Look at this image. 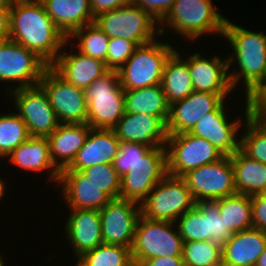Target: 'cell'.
<instances>
[{
	"label": "cell",
	"instance_id": "4316f807",
	"mask_svg": "<svg viewBox=\"0 0 266 266\" xmlns=\"http://www.w3.org/2000/svg\"><path fill=\"white\" fill-rule=\"evenodd\" d=\"M46 12L68 38L75 30L93 23L90 0H46Z\"/></svg>",
	"mask_w": 266,
	"mask_h": 266
},
{
	"label": "cell",
	"instance_id": "7c38bea8",
	"mask_svg": "<svg viewBox=\"0 0 266 266\" xmlns=\"http://www.w3.org/2000/svg\"><path fill=\"white\" fill-rule=\"evenodd\" d=\"M185 180L195 202L215 201L237 193L230 156L185 173Z\"/></svg>",
	"mask_w": 266,
	"mask_h": 266
},
{
	"label": "cell",
	"instance_id": "f1b7e54d",
	"mask_svg": "<svg viewBox=\"0 0 266 266\" xmlns=\"http://www.w3.org/2000/svg\"><path fill=\"white\" fill-rule=\"evenodd\" d=\"M177 50L176 48L166 60L161 81L169 105L185 99L194 91L188 62L180 56V51Z\"/></svg>",
	"mask_w": 266,
	"mask_h": 266
},
{
	"label": "cell",
	"instance_id": "30bf717a",
	"mask_svg": "<svg viewBox=\"0 0 266 266\" xmlns=\"http://www.w3.org/2000/svg\"><path fill=\"white\" fill-rule=\"evenodd\" d=\"M165 147L167 173L177 177L224 156L206 139L189 132L168 135Z\"/></svg>",
	"mask_w": 266,
	"mask_h": 266
},
{
	"label": "cell",
	"instance_id": "bcb514c9",
	"mask_svg": "<svg viewBox=\"0 0 266 266\" xmlns=\"http://www.w3.org/2000/svg\"><path fill=\"white\" fill-rule=\"evenodd\" d=\"M137 266H184V263L182 256H171L142 260Z\"/></svg>",
	"mask_w": 266,
	"mask_h": 266
},
{
	"label": "cell",
	"instance_id": "f546056e",
	"mask_svg": "<svg viewBox=\"0 0 266 266\" xmlns=\"http://www.w3.org/2000/svg\"><path fill=\"white\" fill-rule=\"evenodd\" d=\"M125 112L161 117L166 123L170 105L166 101L162 85L124 90Z\"/></svg>",
	"mask_w": 266,
	"mask_h": 266
},
{
	"label": "cell",
	"instance_id": "f907efd6",
	"mask_svg": "<svg viewBox=\"0 0 266 266\" xmlns=\"http://www.w3.org/2000/svg\"><path fill=\"white\" fill-rule=\"evenodd\" d=\"M22 3H27V4H44L46 0H14Z\"/></svg>",
	"mask_w": 266,
	"mask_h": 266
},
{
	"label": "cell",
	"instance_id": "f6af8a7d",
	"mask_svg": "<svg viewBox=\"0 0 266 266\" xmlns=\"http://www.w3.org/2000/svg\"><path fill=\"white\" fill-rule=\"evenodd\" d=\"M132 3V0H90L93 16Z\"/></svg>",
	"mask_w": 266,
	"mask_h": 266
},
{
	"label": "cell",
	"instance_id": "44dd1931",
	"mask_svg": "<svg viewBox=\"0 0 266 266\" xmlns=\"http://www.w3.org/2000/svg\"><path fill=\"white\" fill-rule=\"evenodd\" d=\"M65 222L68 244L76 259L103 243L101 218L98 210L70 209Z\"/></svg>",
	"mask_w": 266,
	"mask_h": 266
},
{
	"label": "cell",
	"instance_id": "7dc6e473",
	"mask_svg": "<svg viewBox=\"0 0 266 266\" xmlns=\"http://www.w3.org/2000/svg\"><path fill=\"white\" fill-rule=\"evenodd\" d=\"M9 39V11H0V42Z\"/></svg>",
	"mask_w": 266,
	"mask_h": 266
},
{
	"label": "cell",
	"instance_id": "83f0119b",
	"mask_svg": "<svg viewBox=\"0 0 266 266\" xmlns=\"http://www.w3.org/2000/svg\"><path fill=\"white\" fill-rule=\"evenodd\" d=\"M230 159L238 194L253 196L266 192V164L248 157L240 149Z\"/></svg>",
	"mask_w": 266,
	"mask_h": 266
},
{
	"label": "cell",
	"instance_id": "1f68e13d",
	"mask_svg": "<svg viewBox=\"0 0 266 266\" xmlns=\"http://www.w3.org/2000/svg\"><path fill=\"white\" fill-rule=\"evenodd\" d=\"M75 266H135L131 248L119 245H98L76 259Z\"/></svg>",
	"mask_w": 266,
	"mask_h": 266
},
{
	"label": "cell",
	"instance_id": "7402d4cb",
	"mask_svg": "<svg viewBox=\"0 0 266 266\" xmlns=\"http://www.w3.org/2000/svg\"><path fill=\"white\" fill-rule=\"evenodd\" d=\"M121 141L114 129L91 128L84 145L73 162L62 170L82 171L99 164H112L120 150Z\"/></svg>",
	"mask_w": 266,
	"mask_h": 266
},
{
	"label": "cell",
	"instance_id": "d6a6232c",
	"mask_svg": "<svg viewBox=\"0 0 266 266\" xmlns=\"http://www.w3.org/2000/svg\"><path fill=\"white\" fill-rule=\"evenodd\" d=\"M73 38L78 41L76 44L77 51L86 56L105 62L107 67V50L110 38L95 24V22L75 30L68 37V42H73Z\"/></svg>",
	"mask_w": 266,
	"mask_h": 266
},
{
	"label": "cell",
	"instance_id": "c3c4849f",
	"mask_svg": "<svg viewBox=\"0 0 266 266\" xmlns=\"http://www.w3.org/2000/svg\"><path fill=\"white\" fill-rule=\"evenodd\" d=\"M13 0H0V11H9Z\"/></svg>",
	"mask_w": 266,
	"mask_h": 266
},
{
	"label": "cell",
	"instance_id": "b9f144b4",
	"mask_svg": "<svg viewBox=\"0 0 266 266\" xmlns=\"http://www.w3.org/2000/svg\"><path fill=\"white\" fill-rule=\"evenodd\" d=\"M248 117L266 124V81L245 96Z\"/></svg>",
	"mask_w": 266,
	"mask_h": 266
},
{
	"label": "cell",
	"instance_id": "2e32d148",
	"mask_svg": "<svg viewBox=\"0 0 266 266\" xmlns=\"http://www.w3.org/2000/svg\"><path fill=\"white\" fill-rule=\"evenodd\" d=\"M225 102L215 111L204 115L189 132L206 139L224 156H231L240 149V139H238L239 129L248 117L247 104L245 102V120L235 119L227 115ZM229 120V121H228ZM242 123V124H241Z\"/></svg>",
	"mask_w": 266,
	"mask_h": 266
},
{
	"label": "cell",
	"instance_id": "52a82bcc",
	"mask_svg": "<svg viewBox=\"0 0 266 266\" xmlns=\"http://www.w3.org/2000/svg\"><path fill=\"white\" fill-rule=\"evenodd\" d=\"M183 244L175 222L151 220L140 215L131 247L134 264L137 266L142 260L157 257L182 256Z\"/></svg>",
	"mask_w": 266,
	"mask_h": 266
},
{
	"label": "cell",
	"instance_id": "7bdbcfd3",
	"mask_svg": "<svg viewBox=\"0 0 266 266\" xmlns=\"http://www.w3.org/2000/svg\"><path fill=\"white\" fill-rule=\"evenodd\" d=\"M176 0H132V2L141 7L155 21L160 23L168 14Z\"/></svg>",
	"mask_w": 266,
	"mask_h": 266
},
{
	"label": "cell",
	"instance_id": "4fadbf2b",
	"mask_svg": "<svg viewBox=\"0 0 266 266\" xmlns=\"http://www.w3.org/2000/svg\"><path fill=\"white\" fill-rule=\"evenodd\" d=\"M7 99H13L16 112L25 122L32 137H48L60 122L48 96L40 85L13 89ZM12 96V97H11Z\"/></svg>",
	"mask_w": 266,
	"mask_h": 266
},
{
	"label": "cell",
	"instance_id": "ba28073f",
	"mask_svg": "<svg viewBox=\"0 0 266 266\" xmlns=\"http://www.w3.org/2000/svg\"><path fill=\"white\" fill-rule=\"evenodd\" d=\"M195 204L185 180L167 173L140 204V210L148 219L175 222Z\"/></svg>",
	"mask_w": 266,
	"mask_h": 266
},
{
	"label": "cell",
	"instance_id": "f5cc1de1",
	"mask_svg": "<svg viewBox=\"0 0 266 266\" xmlns=\"http://www.w3.org/2000/svg\"><path fill=\"white\" fill-rule=\"evenodd\" d=\"M2 256H3L2 253H0V266H7V265H5L6 262L4 263V260H5V259H3Z\"/></svg>",
	"mask_w": 266,
	"mask_h": 266
},
{
	"label": "cell",
	"instance_id": "277c9868",
	"mask_svg": "<svg viewBox=\"0 0 266 266\" xmlns=\"http://www.w3.org/2000/svg\"><path fill=\"white\" fill-rule=\"evenodd\" d=\"M84 93L88 103L87 124L91 128L113 129L126 113L124 89L115 70L96 79Z\"/></svg>",
	"mask_w": 266,
	"mask_h": 266
},
{
	"label": "cell",
	"instance_id": "681fc988",
	"mask_svg": "<svg viewBox=\"0 0 266 266\" xmlns=\"http://www.w3.org/2000/svg\"><path fill=\"white\" fill-rule=\"evenodd\" d=\"M255 266H266V248L263 253L258 257Z\"/></svg>",
	"mask_w": 266,
	"mask_h": 266
},
{
	"label": "cell",
	"instance_id": "6da1fadb",
	"mask_svg": "<svg viewBox=\"0 0 266 266\" xmlns=\"http://www.w3.org/2000/svg\"><path fill=\"white\" fill-rule=\"evenodd\" d=\"M9 39L36 53L49 66L69 43L44 5L14 0L9 9Z\"/></svg>",
	"mask_w": 266,
	"mask_h": 266
},
{
	"label": "cell",
	"instance_id": "8d00e7d4",
	"mask_svg": "<svg viewBox=\"0 0 266 266\" xmlns=\"http://www.w3.org/2000/svg\"><path fill=\"white\" fill-rule=\"evenodd\" d=\"M175 223L184 242L209 241L208 215L196 206L186 211Z\"/></svg>",
	"mask_w": 266,
	"mask_h": 266
},
{
	"label": "cell",
	"instance_id": "816d5d0a",
	"mask_svg": "<svg viewBox=\"0 0 266 266\" xmlns=\"http://www.w3.org/2000/svg\"><path fill=\"white\" fill-rule=\"evenodd\" d=\"M5 180H3V179H1L0 178V201L2 200V198H3V196L5 195L4 193H6L5 192V186L7 185L5 182H4Z\"/></svg>",
	"mask_w": 266,
	"mask_h": 266
},
{
	"label": "cell",
	"instance_id": "cb8c5ba5",
	"mask_svg": "<svg viewBox=\"0 0 266 266\" xmlns=\"http://www.w3.org/2000/svg\"><path fill=\"white\" fill-rule=\"evenodd\" d=\"M6 158L11 165L28 172L47 171L49 169L48 182H54L59 186L60 170L52 162L47 137H29Z\"/></svg>",
	"mask_w": 266,
	"mask_h": 266
},
{
	"label": "cell",
	"instance_id": "e575fe53",
	"mask_svg": "<svg viewBox=\"0 0 266 266\" xmlns=\"http://www.w3.org/2000/svg\"><path fill=\"white\" fill-rule=\"evenodd\" d=\"M182 259L184 266H218L222 247L212 241L184 242Z\"/></svg>",
	"mask_w": 266,
	"mask_h": 266
},
{
	"label": "cell",
	"instance_id": "e0dca14e",
	"mask_svg": "<svg viewBox=\"0 0 266 266\" xmlns=\"http://www.w3.org/2000/svg\"><path fill=\"white\" fill-rule=\"evenodd\" d=\"M229 94L193 91L185 99L173 102L169 107L168 135L190 132L204 115L227 102Z\"/></svg>",
	"mask_w": 266,
	"mask_h": 266
},
{
	"label": "cell",
	"instance_id": "3957f363",
	"mask_svg": "<svg viewBox=\"0 0 266 266\" xmlns=\"http://www.w3.org/2000/svg\"><path fill=\"white\" fill-rule=\"evenodd\" d=\"M214 6L211 0H176L158 25L160 35L165 34V28H170L175 36H183L182 40L192 43L203 35L218 34L222 37L227 18Z\"/></svg>",
	"mask_w": 266,
	"mask_h": 266
},
{
	"label": "cell",
	"instance_id": "d590c367",
	"mask_svg": "<svg viewBox=\"0 0 266 266\" xmlns=\"http://www.w3.org/2000/svg\"><path fill=\"white\" fill-rule=\"evenodd\" d=\"M240 150L248 157L266 164V124L247 117Z\"/></svg>",
	"mask_w": 266,
	"mask_h": 266
},
{
	"label": "cell",
	"instance_id": "ab89813d",
	"mask_svg": "<svg viewBox=\"0 0 266 266\" xmlns=\"http://www.w3.org/2000/svg\"><path fill=\"white\" fill-rule=\"evenodd\" d=\"M150 148L141 143L121 142L120 150L112 163L117 174L121 177L129 172L133 164L141 159Z\"/></svg>",
	"mask_w": 266,
	"mask_h": 266
},
{
	"label": "cell",
	"instance_id": "ee69618b",
	"mask_svg": "<svg viewBox=\"0 0 266 266\" xmlns=\"http://www.w3.org/2000/svg\"><path fill=\"white\" fill-rule=\"evenodd\" d=\"M252 227L266 232V192L251 196Z\"/></svg>",
	"mask_w": 266,
	"mask_h": 266
},
{
	"label": "cell",
	"instance_id": "5bb4252c",
	"mask_svg": "<svg viewBox=\"0 0 266 266\" xmlns=\"http://www.w3.org/2000/svg\"><path fill=\"white\" fill-rule=\"evenodd\" d=\"M39 85L47 94L60 123H87L88 103L83 89L67 83L51 67L44 72Z\"/></svg>",
	"mask_w": 266,
	"mask_h": 266
},
{
	"label": "cell",
	"instance_id": "ffe728a7",
	"mask_svg": "<svg viewBox=\"0 0 266 266\" xmlns=\"http://www.w3.org/2000/svg\"><path fill=\"white\" fill-rule=\"evenodd\" d=\"M121 142L141 143L148 147H165L167 123L158 116L125 113L113 128Z\"/></svg>",
	"mask_w": 266,
	"mask_h": 266
},
{
	"label": "cell",
	"instance_id": "484cf974",
	"mask_svg": "<svg viewBox=\"0 0 266 266\" xmlns=\"http://www.w3.org/2000/svg\"><path fill=\"white\" fill-rule=\"evenodd\" d=\"M90 130L91 127L87 123H60L58 128L47 137L52 162L60 171L73 162Z\"/></svg>",
	"mask_w": 266,
	"mask_h": 266
},
{
	"label": "cell",
	"instance_id": "d4e9b609",
	"mask_svg": "<svg viewBox=\"0 0 266 266\" xmlns=\"http://www.w3.org/2000/svg\"><path fill=\"white\" fill-rule=\"evenodd\" d=\"M266 248V232L249 228L232 234L222 246V262L230 266H255Z\"/></svg>",
	"mask_w": 266,
	"mask_h": 266
},
{
	"label": "cell",
	"instance_id": "603a6c76",
	"mask_svg": "<svg viewBox=\"0 0 266 266\" xmlns=\"http://www.w3.org/2000/svg\"><path fill=\"white\" fill-rule=\"evenodd\" d=\"M73 52L61 51L50 66L67 83L85 90L109 71L105 62L86 56L77 50Z\"/></svg>",
	"mask_w": 266,
	"mask_h": 266
},
{
	"label": "cell",
	"instance_id": "5b68a950",
	"mask_svg": "<svg viewBox=\"0 0 266 266\" xmlns=\"http://www.w3.org/2000/svg\"><path fill=\"white\" fill-rule=\"evenodd\" d=\"M175 50L174 45L158 38L139 46L117 70L122 88L132 90L161 84L166 60Z\"/></svg>",
	"mask_w": 266,
	"mask_h": 266
},
{
	"label": "cell",
	"instance_id": "9a60e30c",
	"mask_svg": "<svg viewBox=\"0 0 266 266\" xmlns=\"http://www.w3.org/2000/svg\"><path fill=\"white\" fill-rule=\"evenodd\" d=\"M99 214L103 243L131 248L141 215L140 205L131 200L111 199Z\"/></svg>",
	"mask_w": 266,
	"mask_h": 266
},
{
	"label": "cell",
	"instance_id": "8992f818",
	"mask_svg": "<svg viewBox=\"0 0 266 266\" xmlns=\"http://www.w3.org/2000/svg\"><path fill=\"white\" fill-rule=\"evenodd\" d=\"M94 22L109 38H124L138 46L160 36L159 23L133 2L98 14Z\"/></svg>",
	"mask_w": 266,
	"mask_h": 266
},
{
	"label": "cell",
	"instance_id": "4dcf8cb0",
	"mask_svg": "<svg viewBox=\"0 0 266 266\" xmlns=\"http://www.w3.org/2000/svg\"><path fill=\"white\" fill-rule=\"evenodd\" d=\"M218 207L225 226L232 233L252 228L251 196L236 193L218 199Z\"/></svg>",
	"mask_w": 266,
	"mask_h": 266
},
{
	"label": "cell",
	"instance_id": "9c48e42d",
	"mask_svg": "<svg viewBox=\"0 0 266 266\" xmlns=\"http://www.w3.org/2000/svg\"><path fill=\"white\" fill-rule=\"evenodd\" d=\"M50 66L36 53L10 39L0 42V81L18 83L13 89L39 85Z\"/></svg>",
	"mask_w": 266,
	"mask_h": 266
},
{
	"label": "cell",
	"instance_id": "db71d44e",
	"mask_svg": "<svg viewBox=\"0 0 266 266\" xmlns=\"http://www.w3.org/2000/svg\"><path fill=\"white\" fill-rule=\"evenodd\" d=\"M218 266H230V265H227V264L221 262Z\"/></svg>",
	"mask_w": 266,
	"mask_h": 266
},
{
	"label": "cell",
	"instance_id": "60d3db41",
	"mask_svg": "<svg viewBox=\"0 0 266 266\" xmlns=\"http://www.w3.org/2000/svg\"><path fill=\"white\" fill-rule=\"evenodd\" d=\"M139 46L124 38H110L107 50V68L117 71Z\"/></svg>",
	"mask_w": 266,
	"mask_h": 266
},
{
	"label": "cell",
	"instance_id": "d6986e66",
	"mask_svg": "<svg viewBox=\"0 0 266 266\" xmlns=\"http://www.w3.org/2000/svg\"><path fill=\"white\" fill-rule=\"evenodd\" d=\"M58 183L68 209L99 211L112 199L81 171L61 170Z\"/></svg>",
	"mask_w": 266,
	"mask_h": 266
},
{
	"label": "cell",
	"instance_id": "8fae6325",
	"mask_svg": "<svg viewBox=\"0 0 266 266\" xmlns=\"http://www.w3.org/2000/svg\"><path fill=\"white\" fill-rule=\"evenodd\" d=\"M166 174V147L150 148L121 176L119 198L140 205Z\"/></svg>",
	"mask_w": 266,
	"mask_h": 266
},
{
	"label": "cell",
	"instance_id": "f35d334b",
	"mask_svg": "<svg viewBox=\"0 0 266 266\" xmlns=\"http://www.w3.org/2000/svg\"><path fill=\"white\" fill-rule=\"evenodd\" d=\"M112 199L119 198L121 177L113 164H99L81 171Z\"/></svg>",
	"mask_w": 266,
	"mask_h": 266
},
{
	"label": "cell",
	"instance_id": "7a4b0ae2",
	"mask_svg": "<svg viewBox=\"0 0 266 266\" xmlns=\"http://www.w3.org/2000/svg\"><path fill=\"white\" fill-rule=\"evenodd\" d=\"M222 37L233 50L227 55L231 85L235 89L242 82L246 96L266 81V34L245 29L227 18ZM232 66L238 71L235 68L231 72Z\"/></svg>",
	"mask_w": 266,
	"mask_h": 266
},
{
	"label": "cell",
	"instance_id": "ac0fdd59",
	"mask_svg": "<svg viewBox=\"0 0 266 266\" xmlns=\"http://www.w3.org/2000/svg\"><path fill=\"white\" fill-rule=\"evenodd\" d=\"M201 55L203 54L196 52L184 58L188 62L194 91L207 93L235 92L230 81L227 57L223 59L215 54V56L206 58Z\"/></svg>",
	"mask_w": 266,
	"mask_h": 266
},
{
	"label": "cell",
	"instance_id": "836d02e7",
	"mask_svg": "<svg viewBox=\"0 0 266 266\" xmlns=\"http://www.w3.org/2000/svg\"><path fill=\"white\" fill-rule=\"evenodd\" d=\"M29 137L28 128L16 111L0 115V159H5Z\"/></svg>",
	"mask_w": 266,
	"mask_h": 266
},
{
	"label": "cell",
	"instance_id": "74e56055",
	"mask_svg": "<svg viewBox=\"0 0 266 266\" xmlns=\"http://www.w3.org/2000/svg\"><path fill=\"white\" fill-rule=\"evenodd\" d=\"M195 206L208 215L209 241L223 246L232 237V232L225 226L224 219L220 216L218 200L198 201Z\"/></svg>",
	"mask_w": 266,
	"mask_h": 266
}]
</instances>
